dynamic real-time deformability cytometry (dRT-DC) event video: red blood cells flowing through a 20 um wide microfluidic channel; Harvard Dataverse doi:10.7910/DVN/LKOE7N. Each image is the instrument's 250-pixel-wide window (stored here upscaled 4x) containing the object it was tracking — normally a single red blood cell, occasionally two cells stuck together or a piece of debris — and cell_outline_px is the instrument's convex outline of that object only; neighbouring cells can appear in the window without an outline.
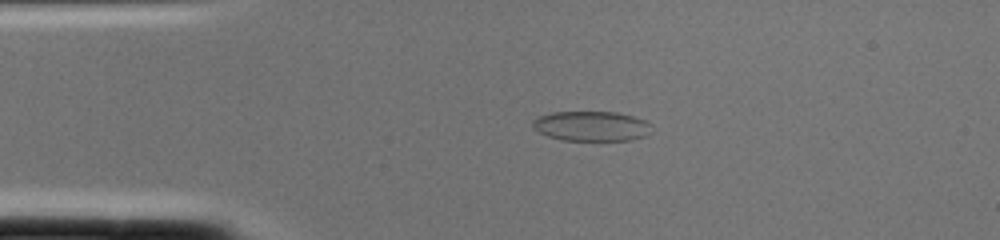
{"species": "common noctule bat (a hibernating species)", "species_latin": "Nyctalus noctula", "temperature_condition": "cold", "stored_images_in_passage": 1, "camera_frame_rate_fps": 3000, "um_per_image_px": 0.085, "animal": {"sex": "female", "body_mass_g": 22.0, "forearm_length_mm": 56.7}, "frame": {"image": 1, "passage_image": 1, "time_ms": 0.0, "image_size_px": [1000, 240], "cell_outline_px": [[652, 124], [648, 136], [632, 140], [560, 140], [548, 136], [532, 128], [532, 120], [536, 116], [552, 112], [616, 112], [632, 116], [644, 120]], "centroid_in_image_um": [50.26, 10.72], "position_along_channel_um": 34.7, "area_um2": 20.92}}